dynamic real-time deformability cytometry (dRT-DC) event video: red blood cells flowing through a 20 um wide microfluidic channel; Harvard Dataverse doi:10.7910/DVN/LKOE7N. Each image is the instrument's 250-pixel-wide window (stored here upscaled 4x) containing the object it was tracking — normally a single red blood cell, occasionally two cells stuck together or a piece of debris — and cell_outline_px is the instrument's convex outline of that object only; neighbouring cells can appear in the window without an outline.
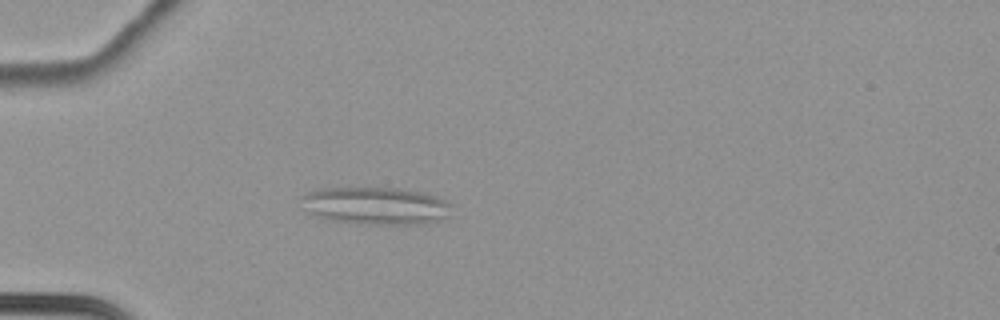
{"species": "common noctule bat (a hibernating species)", "species_latin": "Nyctalus noctula", "temperature_condition": "cold", "stored_images_in_passage": 45, "camera_frame_rate_fps": 3000, "um_per_image_px": 0.085, "animal": {"sex": "female", "body_mass_g": 22.7, "forearm_length_mm": 54.2}, "frame": {"image": 1, "passage_image": 3, "time_ms": 0.667, "image_size_px": [1000, 320], "cell_outline_px": [[452, 216], [444, 220], [432, 224], [360, 224], [332, 220], [316, 216], [304, 208], [300, 196], [304, 192], [316, 188], [396, 188], [424, 192], [436, 196], [452, 204]], "centroid_in_image_um": [32.0, 17.5], "position_along_channel_um": 53.0, "area_um2": 33.58}}
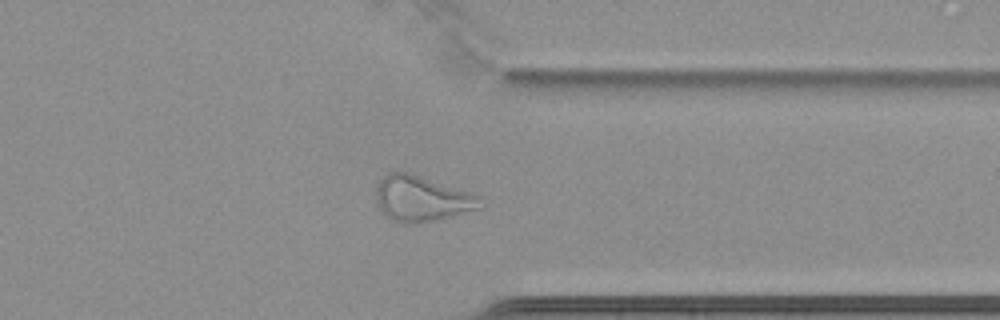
{"frame": {"image": 2, "passage_image": 33, "time_ms": 10.667, "image_size_px": [1000, 320], "cell_outline_px": [[484, 208], [436, 220], [416, 224], [400, 224], [384, 216], [376, 204], [376, 188], [380, 180], [388, 172], [408, 172], [472, 192], [480, 196]], "centroid_in_image_um": [35.85, 16.91], "position_along_channel_um": 375.5, "area_um2": 28.21}}
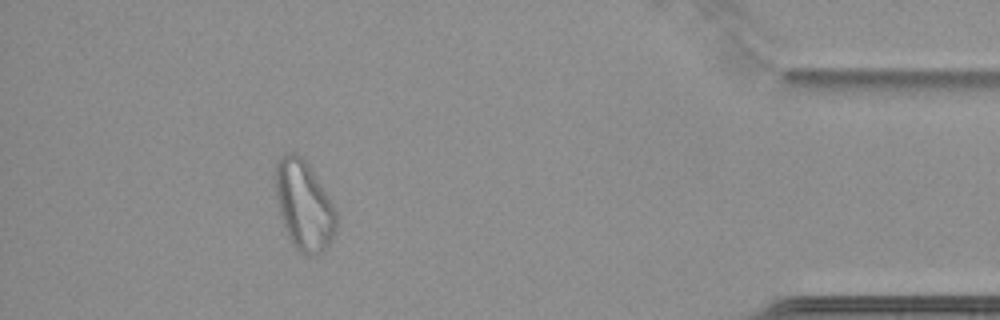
{"frame": {"image": 3, "passage_image": 40, "time_ms": 13.0, "image_size_px": [1000, 320], "cell_outline_px": [[336, 228], [332, 240], [320, 252], [312, 256], [300, 252], [292, 244], [284, 228], [280, 216], [276, 196], [276, 160], [280, 156], [288, 152], [296, 152], [304, 156], [332, 204], [336, 212]], "centroid_in_image_um": [25.81, 17.42], "position_along_channel_um": 409.4, "area_um2": 31.56}, "authors_computed_cell_mechanics": {"area_um2": 25.3742, "velocity_mm_per_s": 3.4385, "shape_relaxation_time_tau1_ms": null, "shape_relaxation_time_tau2_ms": 3.7939, "deformation_change_tau1": null, "deformation_change_tau2": 0.1343}}